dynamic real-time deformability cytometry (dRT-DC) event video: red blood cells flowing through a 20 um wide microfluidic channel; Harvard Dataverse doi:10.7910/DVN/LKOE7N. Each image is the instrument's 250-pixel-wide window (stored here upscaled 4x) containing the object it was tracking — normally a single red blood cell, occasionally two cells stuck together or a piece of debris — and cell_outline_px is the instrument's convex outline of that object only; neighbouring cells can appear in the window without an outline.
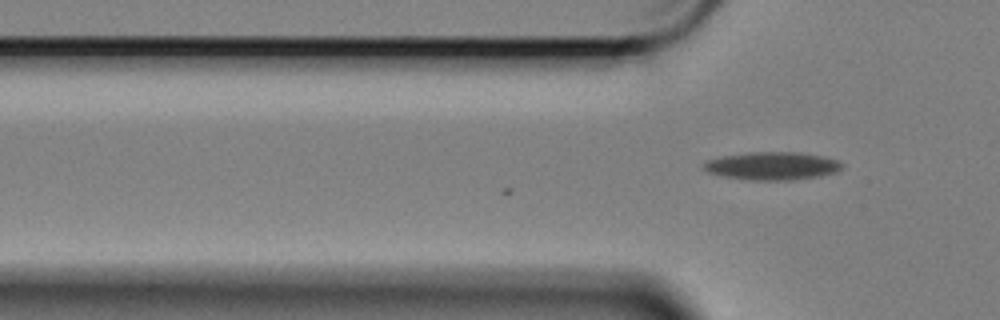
{"species": "Egyptian fruit bat (a non-hibernating species)", "species_latin": "Rousettus aegyptiacus", "temperature_condition": "cold", "stored_images_in_passage": 3, "camera_frame_rate_fps": 3000, "um_per_image_px": 0.085, "animal": {"sex": "female"}, "frame": {"image": 1, "passage_image": 3, "time_ms": 0.667, "image_size_px": [1000, 320], "cell_outline_px": [[844, 168], [836, 172], [820, 176], [792, 180], [752, 180], [724, 176], [708, 172], [700, 168], [700, 164], [704, 160], [720, 156], [748, 152], [800, 152], [824, 156], [836, 160], [844, 164]], "centroid_in_image_um": [65.6, 14.09], "position_along_channel_um": 60.2, "area_um2": 22.95}}